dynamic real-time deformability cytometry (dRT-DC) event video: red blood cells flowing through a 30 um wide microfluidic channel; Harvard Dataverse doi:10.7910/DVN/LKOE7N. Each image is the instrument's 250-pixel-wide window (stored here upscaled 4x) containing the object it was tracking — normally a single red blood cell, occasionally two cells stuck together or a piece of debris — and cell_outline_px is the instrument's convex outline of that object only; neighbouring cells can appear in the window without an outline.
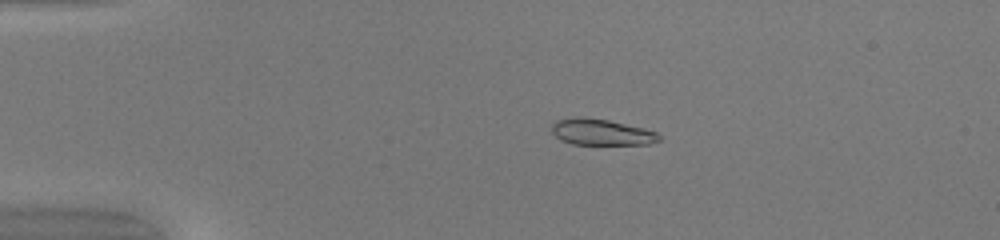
{"species": "common noctule bat (a hibernating species)", "species_latin": "Nyctalus noctula", "temperature_condition": "warm", "stored_images_in_passage": 50, "camera_frame_rate_fps": 3000, "um_per_image_px": 0.085, "animal": {"sex": "female", "body_mass_g": 20.0, "forearm_length_mm": 54.0}, "frame": {"image": 1, "passage_image": 11, "time_ms": 3.333, "image_size_px": [1000, 240], "cell_outline_px": [[660, 140], [648, 144], [572, 144], [560, 140], [552, 132], [552, 124], [556, 120], [572, 116], [576, 116], [608, 120], [644, 128], [656, 132], [660, 136]], "centroid_in_image_um": [51.08, 11.22], "position_along_channel_um": 33.9, "area_um2": 16.36}}
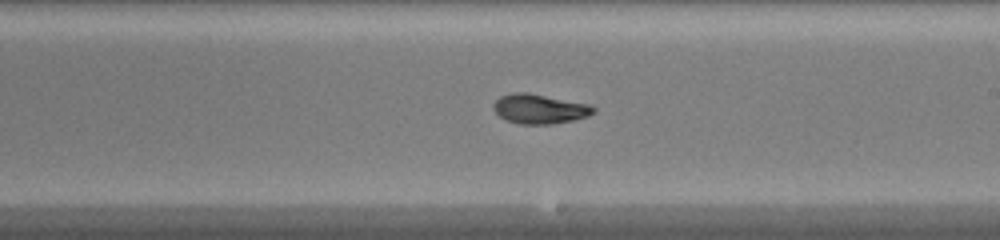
{"frame": {"image": 2, "passage_image": 30, "time_ms": 9.667, "image_size_px": [1000, 240], "cell_outline_px": [[596, 112], [588, 116], [572, 120], [552, 124], [520, 124], [504, 120], [492, 108], [492, 104], [500, 96], [512, 92], [528, 92], [592, 104], [596, 108]], "centroid_in_image_um": [45.87, 9.24], "position_along_channel_um": 243.1, "area_um2": 17.57}}
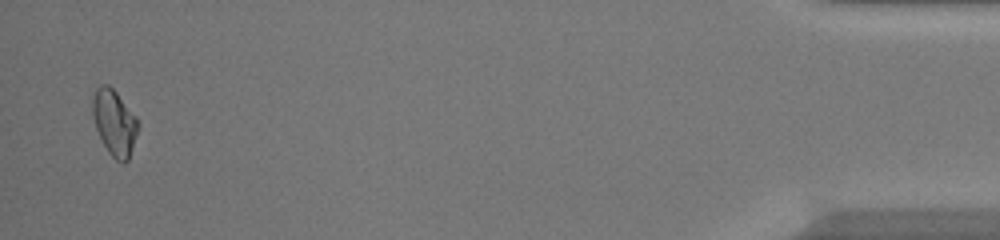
{"frame": {"image": 3, "passage_image": 49, "time_ms": 16.0, "image_size_px": [1000, 240], "cell_outline_px": [[140, 124], [128, 160], [124, 164], [116, 160], [108, 152], [96, 128], [92, 116], [92, 96], [96, 88], [100, 84], [108, 84], [116, 92], [136, 116]], "centroid_in_image_um": [9.72, 10.4], "position_along_channel_um": 425.5, "area_um2": 17.46}, "authors_computed_cell_mechanics": {"area_um2": 16.8776, "velocity_mm_per_s": 4.1888, "shape_relaxation_time_tau1_ms": 7.5848, "shape_relaxation_time_tau2_ms": 3.8848, "deformation_change_tau1": 0.2677, "deformation_change_tau2": 0.0618}}